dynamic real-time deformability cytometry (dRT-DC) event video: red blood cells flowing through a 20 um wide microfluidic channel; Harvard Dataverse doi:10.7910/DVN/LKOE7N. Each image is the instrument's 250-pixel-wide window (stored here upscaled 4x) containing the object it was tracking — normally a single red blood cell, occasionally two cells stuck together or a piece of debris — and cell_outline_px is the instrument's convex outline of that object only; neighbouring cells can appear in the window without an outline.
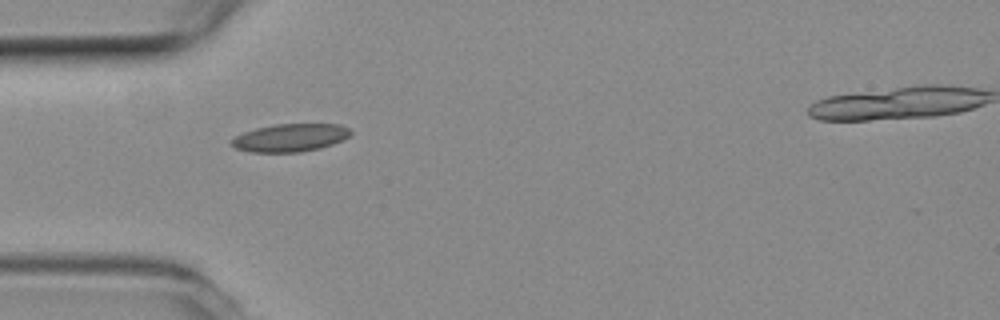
{"species": "common noctule bat (a hibernating species)", "species_latin": "Nyctalus noctula", "temperature_condition": "room temperature", "stored_images_in_passage": 6, "camera_frame_rate_fps": 3000, "um_per_image_px": 0.085, "animal": {"sex": "female", "body_mass_g": 19.3, "forearm_length_mm": 54.1}, "frame": {"image": 1, "passage_image": 5, "time_ms": 1.333, "image_size_px": [1000, 320], "cell_outline_px": [[352, 132], [344, 140], [320, 148], [300, 152], [248, 152], [236, 148], [232, 144], [232, 140], [236, 136], [244, 132], [256, 128], [276, 124], [340, 124], [348, 128]], "centroid_in_image_um": [24.69, 11.7], "position_along_channel_um": 60.3, "area_um2": 19.25}}
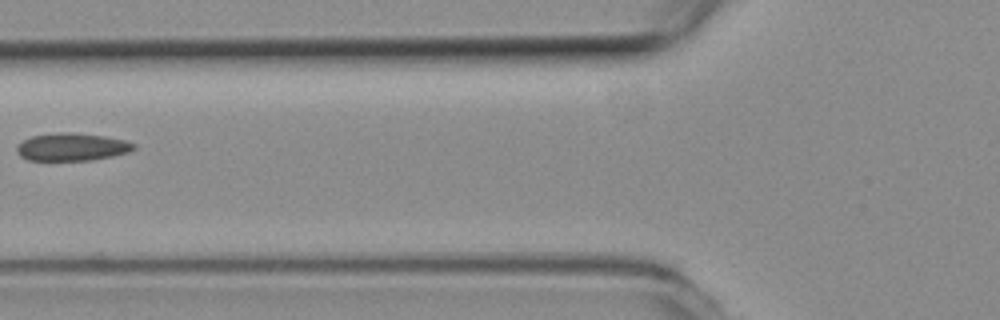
{"frame": {"image": 2, "passage_image": 6, "time_ms": 1.667, "image_size_px": [1000, 320], "cell_outline_px": [[136, 148], [128, 152], [112, 156], [92, 160], [28, 160], [20, 156], [16, 152], [16, 148], [24, 140], [32, 136], [60, 132], [72, 132], [104, 136], [124, 140], [136, 144]], "centroid_in_image_um": [6.12, 12.49], "position_along_channel_um": 119.7, "area_um2": 18.79}}